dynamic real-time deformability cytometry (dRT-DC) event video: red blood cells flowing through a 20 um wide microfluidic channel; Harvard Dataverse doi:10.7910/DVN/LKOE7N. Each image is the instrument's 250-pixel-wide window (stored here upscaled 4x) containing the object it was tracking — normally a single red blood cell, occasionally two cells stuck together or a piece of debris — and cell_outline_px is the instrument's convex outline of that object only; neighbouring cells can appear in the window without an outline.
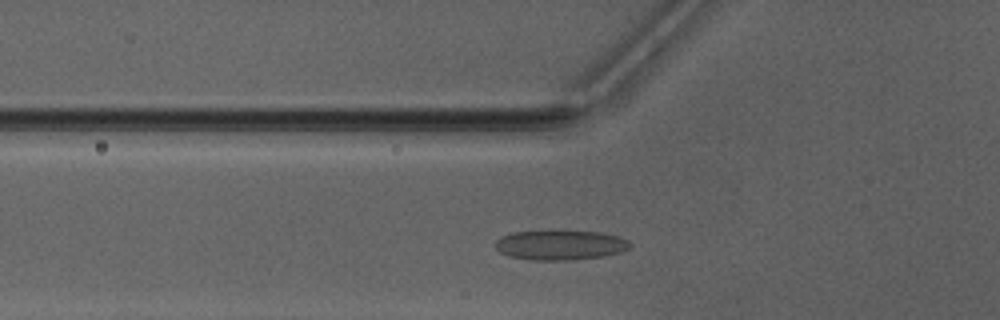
{"species": "Egyptian fruit bat (a non-hibernating species)", "species_latin": "Rousettus aegyptiacus", "temperature_condition": "warm", "stored_images_in_passage": 31, "camera_frame_rate_fps": 3000, "um_per_image_px": 0.085, "animal": {"sex": "male"}, "frame": {"image": 1, "passage_image": 8, "time_ms": 2.333, "image_size_px": [1000, 320], "cell_outline_px": [[632, 248], [620, 252], [604, 256], [572, 260], [532, 260], [508, 256], [500, 252], [492, 244], [500, 236], [512, 232], [600, 232], [620, 236], [628, 240], [632, 244]], "centroid_in_image_um": [47.63, 20.84], "position_along_channel_um": 78.2, "area_um2": 23.35}}
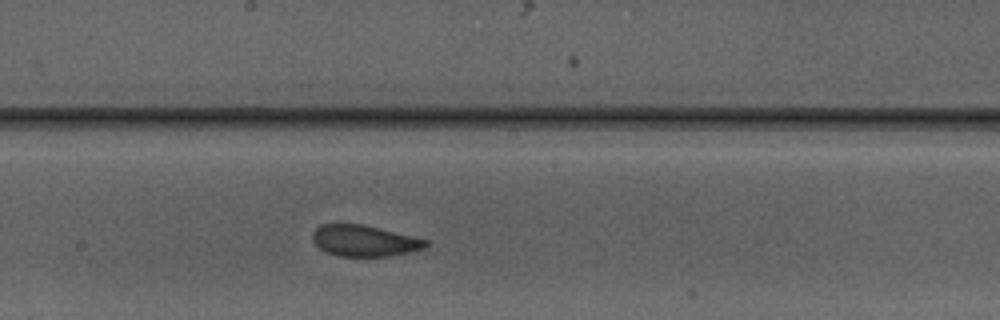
{"frame": {"image": 2, "passage_image": 18, "time_ms": 5.667, "image_size_px": [1000, 320], "cell_outline_px": [[428, 244], [424, 248], [408, 252], [388, 256], [336, 256], [320, 248], [312, 240], [312, 232], [320, 224], [360, 224], [412, 236], [428, 240]], "centroid_in_image_um": [30.93, 20.46], "position_along_channel_um": 217.3, "area_um2": 20.29}}
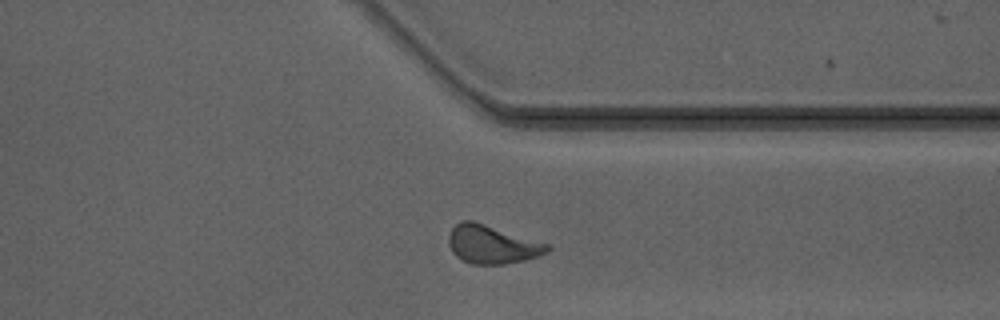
{"frame": {"image": 3, "passage_image": 29, "time_ms": 9.333, "image_size_px": [1000, 320], "cell_outline_px": [[552, 248], [548, 252], [540, 256], [524, 260], [504, 264], [472, 264], [456, 256], [452, 252], [448, 244], [448, 236], [452, 228], [460, 220], [472, 220], [552, 244]], "centroid_in_image_um": [41.87, 20.77], "position_along_channel_um": 369.5, "area_um2": 22.37}, "authors_computed_cell_mechanics": {"area_um2": 21.097, "velocity_mm_per_s": 4.1518, "shape_relaxation_time_tau1_ms": 3.8331, "shape_relaxation_time_tau2_ms": 0.9851, "deformation_change_tau1": 0.1291, "deformation_change_tau2": 0.0593}}